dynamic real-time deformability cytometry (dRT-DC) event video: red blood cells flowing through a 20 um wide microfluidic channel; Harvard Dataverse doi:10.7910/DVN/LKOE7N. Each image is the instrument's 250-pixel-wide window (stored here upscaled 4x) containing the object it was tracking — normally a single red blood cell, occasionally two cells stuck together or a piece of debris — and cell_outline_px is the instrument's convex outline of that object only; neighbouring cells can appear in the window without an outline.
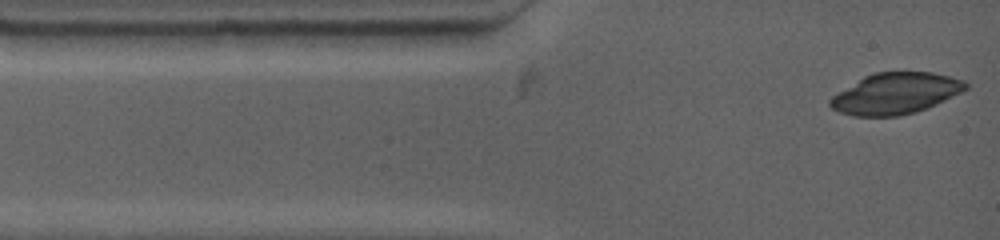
{"species": "common noctule bat (a hibernating species)", "species_latin": "Nyctalus noctula", "temperature_condition": "warm", "stored_images_in_passage": 7, "camera_frame_rate_fps": 4500, "um_per_image_px": 0.085, "animal": {"sex": "female", "body_mass_g": 19.0, "forearm_length_mm": 53.3}, "frame": {"image": 1, "passage_image": 1, "time_ms": 0.0, "image_size_px": [1000, 240], "cell_outline_px": [[968, 88], [936, 104], [916, 112], [900, 116], [852, 116], [840, 112], [832, 108], [828, 104], [828, 100], [832, 96], [864, 76], [876, 72], [932, 72], [964, 80], [968, 84]], "centroid_in_image_um": [76.1, 7.95], "position_along_channel_um": 8.9, "area_um2": 32.31}}